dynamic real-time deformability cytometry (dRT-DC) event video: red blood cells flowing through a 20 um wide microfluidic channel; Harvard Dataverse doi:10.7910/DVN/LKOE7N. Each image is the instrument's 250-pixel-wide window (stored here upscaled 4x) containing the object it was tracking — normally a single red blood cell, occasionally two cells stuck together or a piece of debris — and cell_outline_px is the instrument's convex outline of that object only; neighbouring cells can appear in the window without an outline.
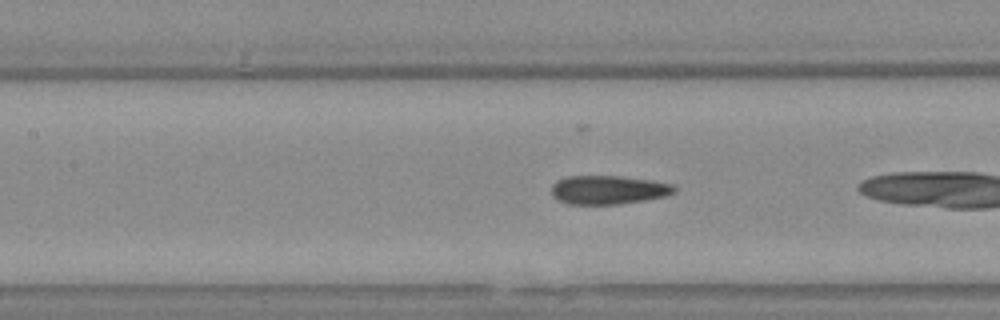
{"species": "Egyptian fruit bat (a non-hibernating species)", "species_latin": "Rousettus aegyptiacus", "temperature_condition": "warm", "stored_images_in_passage": 15, "camera_frame_rate_fps": 3000, "um_per_image_px": 0.085, "animal": {"sex": "female"}, "frame": {"image": 1, "passage_image": 7, "time_ms": 2.0, "image_size_px": [1000, 320], "cell_outline_px": [[676, 192], [664, 196], [644, 200], [620, 204], [568, 204], [556, 200], [552, 196], [552, 184], [568, 176], [620, 176], [652, 180], [672, 184], [676, 188]], "centroid_in_image_um": [51.7, 16.14], "position_along_channel_um": 155.7, "area_um2": 20.58}}